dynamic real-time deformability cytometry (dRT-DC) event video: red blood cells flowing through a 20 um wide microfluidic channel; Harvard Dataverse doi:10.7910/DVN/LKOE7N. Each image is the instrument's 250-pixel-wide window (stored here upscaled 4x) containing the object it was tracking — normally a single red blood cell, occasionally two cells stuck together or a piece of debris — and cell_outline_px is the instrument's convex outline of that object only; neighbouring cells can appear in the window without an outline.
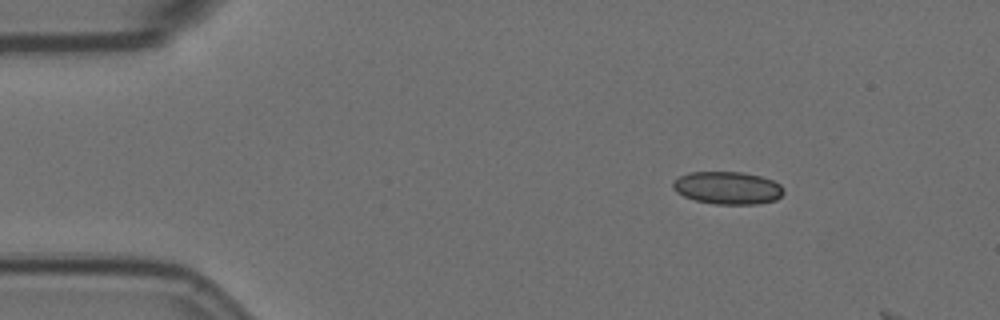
{"species": "Egyptian fruit bat (a non-hibernating species)", "species_latin": "Rousettus aegyptiacus", "temperature_condition": "room temperature", "stored_images_in_passage": 4, "camera_frame_rate_fps": 3000, "um_per_image_px": 0.085, "animal": {"sex": "female"}, "frame": {"image": 1, "passage_image": 1, "time_ms": 0.0, "image_size_px": [1000, 320], "cell_outline_px": [[784, 192], [776, 200], [760, 204], [716, 204], [696, 200], [684, 196], [676, 192], [672, 188], [672, 184], [680, 176], [688, 172], [740, 172], [760, 176], [772, 180], [780, 184], [784, 188]], "centroid_in_image_um": [61.86, 15.97], "position_along_channel_um": 23.1, "area_um2": 21.04}}